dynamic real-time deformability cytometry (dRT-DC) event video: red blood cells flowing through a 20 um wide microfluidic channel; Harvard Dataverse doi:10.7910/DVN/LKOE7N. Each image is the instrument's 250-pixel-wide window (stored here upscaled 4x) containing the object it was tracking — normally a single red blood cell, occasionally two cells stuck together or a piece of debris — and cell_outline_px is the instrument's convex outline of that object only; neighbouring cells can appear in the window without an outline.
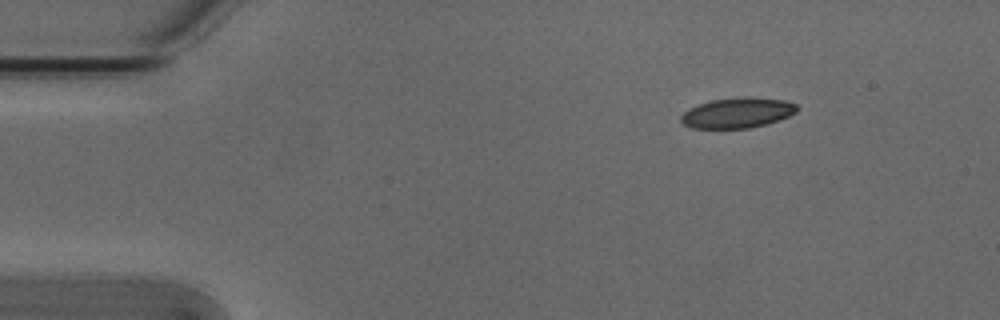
{"species": "Egyptian fruit bat (a non-hibernating species)", "species_latin": "Rousettus aegyptiacus", "temperature_condition": "cold", "stored_images_in_passage": 3, "camera_frame_rate_fps": 3000, "um_per_image_px": 0.085, "animal": {"sex": "male"}, "frame": {"image": 1, "passage_image": 1, "time_ms": 0.0, "image_size_px": [1000, 320], "cell_outline_px": [[800, 108], [796, 112], [780, 120], [748, 128], [692, 128], [684, 124], [680, 120], [680, 116], [688, 108], [712, 100], [744, 96], [784, 100], [796, 104]], "centroid_in_image_um": [62.69, 9.58], "position_along_channel_um": 22.3, "area_um2": 20.46}}